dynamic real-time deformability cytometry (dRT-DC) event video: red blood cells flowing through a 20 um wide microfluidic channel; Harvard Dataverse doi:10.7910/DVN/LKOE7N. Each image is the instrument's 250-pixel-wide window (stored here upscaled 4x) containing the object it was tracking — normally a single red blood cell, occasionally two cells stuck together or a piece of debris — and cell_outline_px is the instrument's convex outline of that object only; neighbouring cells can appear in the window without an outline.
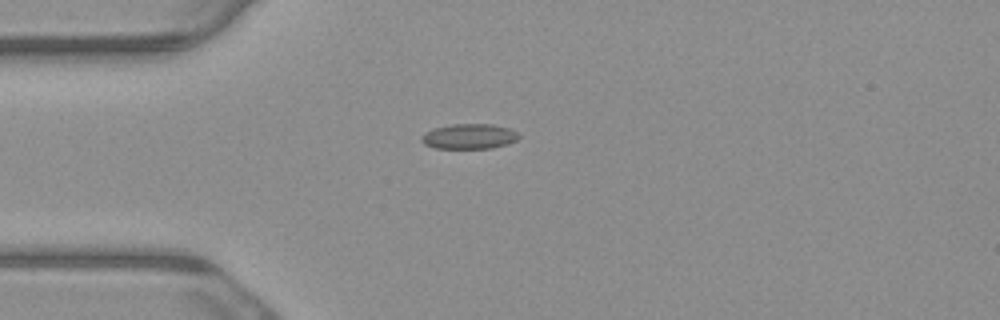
{"species": "common noctule bat (a hibernating species)", "species_latin": "Nyctalus noctula", "temperature_condition": "warm", "stored_images_in_passage": 5, "camera_frame_rate_fps": 3000, "um_per_image_px": 0.085, "animal": {"sex": "male", "body_mass_g": 23.1, "forearm_length_mm": 52.7}, "frame": {"image": 1, "passage_image": 5, "time_ms": 1.333, "image_size_px": [1000, 320], "cell_outline_px": [[520, 136], [516, 140], [508, 144], [492, 148], [436, 148], [424, 144], [420, 140], [420, 136], [424, 132], [436, 128], [452, 124], [492, 124], [508, 128], [516, 132]], "centroid_in_image_um": [39.86, 11.59], "position_along_channel_um": 45.1, "area_um2": 14.22}}